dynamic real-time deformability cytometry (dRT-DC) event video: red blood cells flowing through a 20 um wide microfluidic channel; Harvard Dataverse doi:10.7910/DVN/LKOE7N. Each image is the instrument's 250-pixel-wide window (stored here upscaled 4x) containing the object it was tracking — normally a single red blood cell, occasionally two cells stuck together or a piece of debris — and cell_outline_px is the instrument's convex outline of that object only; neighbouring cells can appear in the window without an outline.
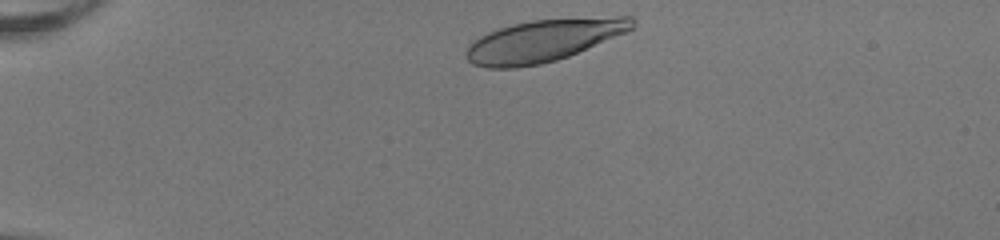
{"species": "human", "species_latin": "Homo sapiens", "temperature_condition": "room temperature", "stored_images_in_passage": 38, "camera_frame_rate_fps": 3000, "um_per_image_px": 0.085, "donor": {"sex": "female"}, "frame": {"image": 1, "passage_image": 1, "time_ms": 0.0, "image_size_px": [1000, 240], "cell_outline_px": [[636, 24], [632, 28], [624, 32], [568, 56], [556, 60], [540, 64], [516, 68], [488, 68], [472, 64], [464, 56], [464, 52], [468, 44], [480, 36], [488, 32], [512, 24], [532, 20], [616, 16], [632, 16], [636, 20]], "centroid_in_image_um": [46.14, 3.45], "position_along_channel_um": 38.9, "area_um2": 40.63}}
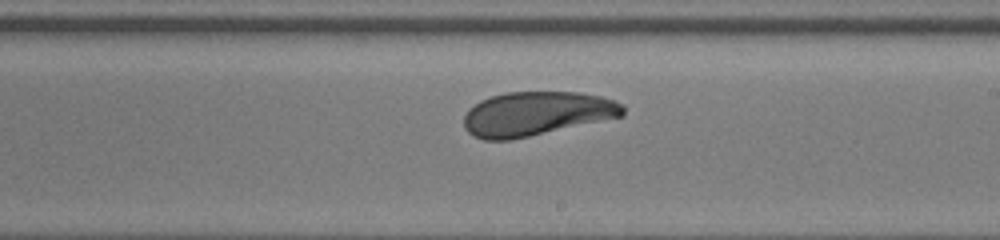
{"frame": {"image": 2, "passage_image": 21, "time_ms": 6.667, "image_size_px": [1000, 240], "cell_outline_px": [[624, 116], [512, 140], [484, 140], [472, 136], [464, 128], [464, 116], [468, 108], [480, 100], [504, 92], [580, 92], [600, 96], [624, 104]], "centroid_in_image_um": [45.58, 9.67], "position_along_channel_um": 243.4, "area_um2": 41.15}}
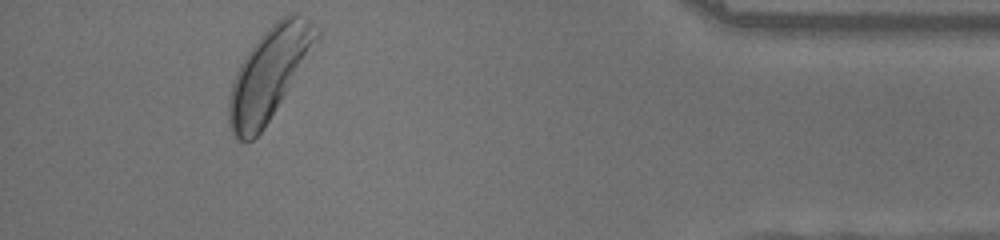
{"frame": {"image": 3, "passage_image": 37, "time_ms": 12.0, "image_size_px": [1000, 240], "cell_outline_px": [[320, 40], [264, 128], [252, 140], [244, 144], [236, 140], [228, 124], [228, 100], [232, 84], [236, 72], [244, 56], [252, 44], [276, 20], [288, 12], [296, 12], [320, 28]], "centroid_in_image_um": [22.88, 6.25], "position_along_channel_um": 412.3, "area_um2": 47.05}, "authors_computed_cell_mechanics": {"area_um2": 41.0958, "velocity_mm_per_s": 3.9799, "shape_relaxation_time_tau1_ms": 2.7988, "shape_relaxation_time_tau2_ms": 2.0755, "deformation_change_tau1": 0.1341, "deformation_change_tau2": 0.0815}}